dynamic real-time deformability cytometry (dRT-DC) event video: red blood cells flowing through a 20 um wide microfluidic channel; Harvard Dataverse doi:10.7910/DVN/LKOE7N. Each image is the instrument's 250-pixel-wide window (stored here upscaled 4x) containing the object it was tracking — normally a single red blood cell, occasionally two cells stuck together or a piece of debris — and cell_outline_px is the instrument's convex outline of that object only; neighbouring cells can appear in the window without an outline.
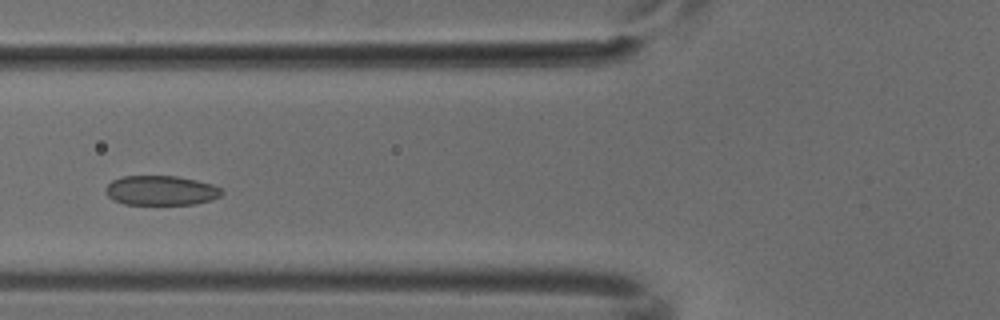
{"species": "common noctule bat (a hibernating species)", "species_latin": "Nyctalus noctula", "temperature_condition": "cold", "stored_images_in_passage": 4, "camera_frame_rate_fps": 3000, "um_per_image_px": 0.085, "animal": {"sex": "male", "body_mass_g": 18.8}, "frame": {"image": 1, "passage_image": 3, "time_ms": 0.667, "image_size_px": [1000, 320], "cell_outline_px": [[224, 192], [220, 196], [212, 200], [192, 204], [124, 204], [112, 200], [104, 192], [104, 188], [112, 180], [120, 176], [176, 176], [196, 180], [212, 184], [220, 188]], "centroid_in_image_um": [13.65, 16.19], "position_along_channel_um": 112.2, "area_um2": 20.17}}
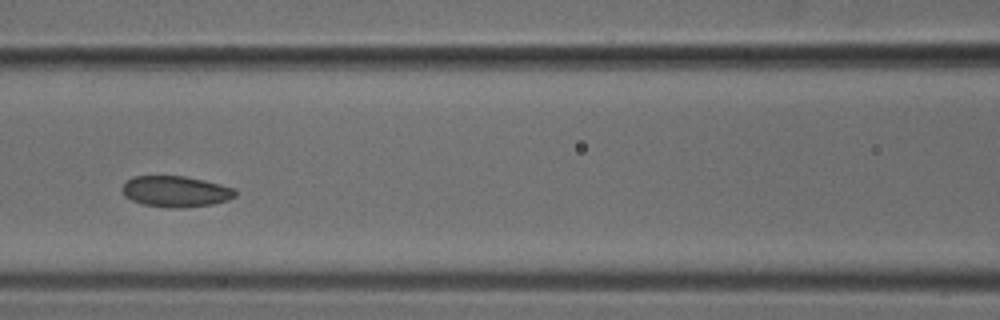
{"frame": {"image": 2, "passage_image": 4, "time_ms": 1.0, "image_size_px": [1000, 320], "cell_outline_px": [[236, 196], [228, 200], [212, 204], [180, 208], [168, 208], [140, 204], [124, 196], [124, 184], [132, 176], [184, 176], [204, 180], [236, 188]], "centroid_in_image_um": [14.96, 16.28], "position_along_channel_um": 151.6, "area_um2": 20.46}}